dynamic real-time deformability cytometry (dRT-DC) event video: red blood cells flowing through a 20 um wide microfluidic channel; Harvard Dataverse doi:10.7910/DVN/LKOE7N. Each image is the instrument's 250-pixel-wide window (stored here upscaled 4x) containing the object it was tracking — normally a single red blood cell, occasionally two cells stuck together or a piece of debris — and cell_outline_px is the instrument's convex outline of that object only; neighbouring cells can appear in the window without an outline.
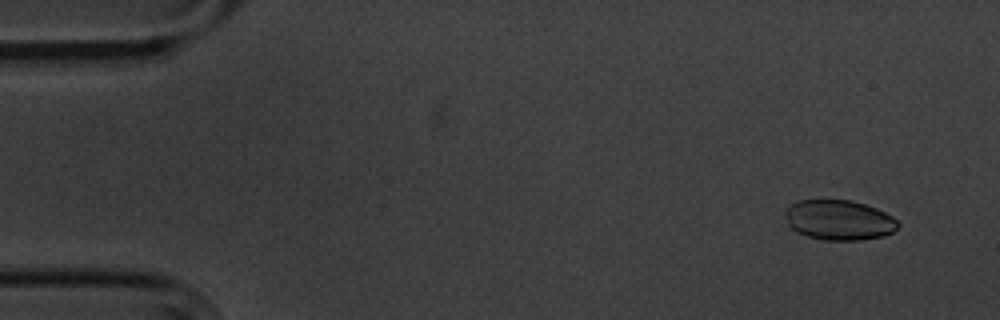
{"species": "common noctule bat (a hibernating species)", "species_latin": "Nyctalus noctula", "temperature_condition": "cold", "stored_images_in_passage": 7, "camera_frame_rate_fps": 3000, "um_per_image_px": 0.085, "animal": {"sex": "male", "body_mass_g": 20.1, "forearm_length_mm": 53.5}, "frame": {"image": 1, "passage_image": 2, "time_ms": 1.0, "image_size_px": [1000, 320], "cell_outline_px": [[900, 224], [892, 232], [884, 236], [860, 240], [824, 240], [808, 236], [796, 232], [788, 224], [784, 212], [788, 204], [796, 200], [852, 200], [876, 208], [892, 216]], "centroid_in_image_um": [71.29, 18.69], "position_along_channel_um": 13.7, "area_um2": 26.47}}
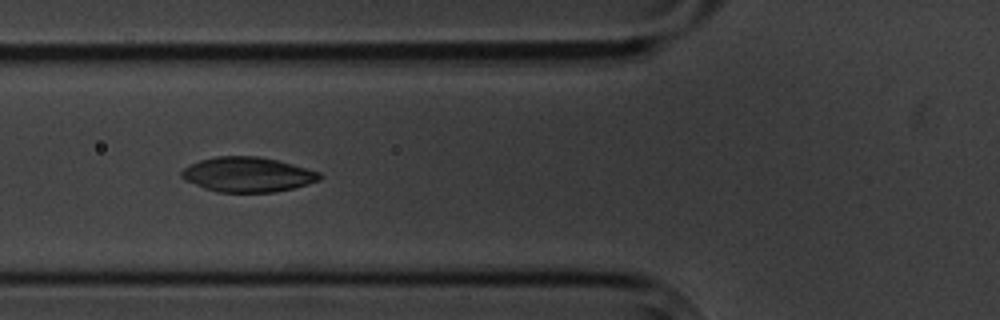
{"frame": {"image": 2, "passage_image": 6, "time_ms": 6.667, "image_size_px": [1000, 320], "cell_outline_px": [[324, 176], [320, 180], [308, 184], [292, 188], [272, 192], [216, 192], [204, 188], [184, 180], [180, 176], [180, 172], [184, 168], [200, 160], [216, 156], [260, 156], [292, 164], [320, 172]], "centroid_in_image_um": [21.05, 14.83], "position_along_channel_um": 104.8, "area_um2": 28.03}}
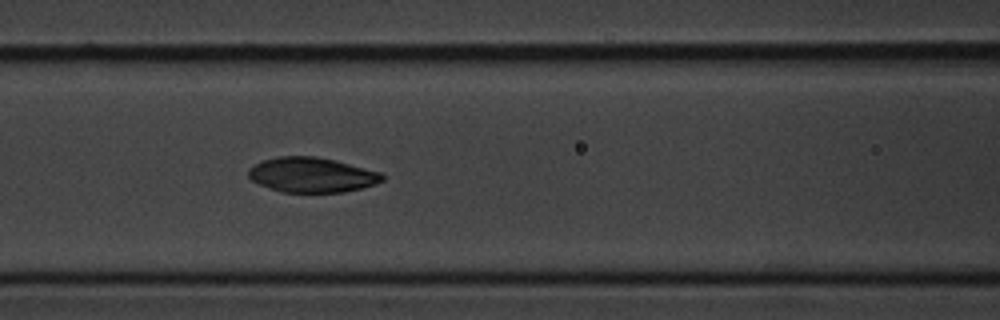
{"frame": {"image": 3, "passage_image": 7, "time_ms": 7.667, "image_size_px": [1000, 320], "cell_outline_px": [[384, 180], [376, 184], [344, 192], [280, 192], [260, 184], [252, 180], [248, 176], [248, 168], [264, 160], [280, 156], [316, 156], [336, 160], [380, 172], [384, 176]], "centroid_in_image_um": [26.51, 14.86], "position_along_channel_um": 140.1, "area_um2": 27.17}}